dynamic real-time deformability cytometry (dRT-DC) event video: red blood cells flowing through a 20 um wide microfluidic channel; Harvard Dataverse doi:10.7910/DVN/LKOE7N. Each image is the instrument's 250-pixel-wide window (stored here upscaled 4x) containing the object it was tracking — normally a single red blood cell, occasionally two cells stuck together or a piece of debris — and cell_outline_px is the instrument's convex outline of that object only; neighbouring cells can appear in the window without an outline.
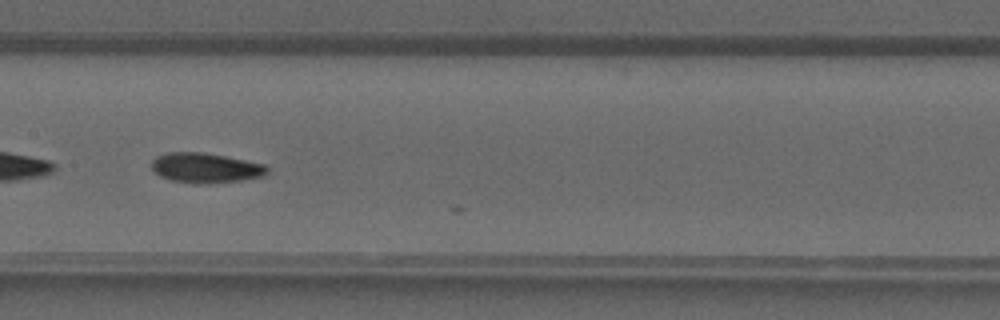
{"species": "common noctule bat (a hibernating species)", "species_latin": "Nyctalus noctula", "temperature_condition": "warm", "stored_images_in_passage": 9, "camera_frame_rate_fps": 3000, "um_per_image_px": 0.085, "animal": {"sex": "male", "forearm_length_mm": 52.5}, "frame": {"image": 1, "passage_image": 8, "time_ms": 2.333, "image_size_px": [1000, 320], "cell_outline_px": [[268, 172], [264, 176], [244, 180], [208, 184], [196, 184], [172, 180], [160, 176], [152, 168], [152, 160], [156, 156], [168, 152], [200, 152], [224, 156], [264, 164], [268, 168]], "centroid_in_image_um": [17.48, 14.28], "position_along_channel_um": 189.9, "area_um2": 20.17}}